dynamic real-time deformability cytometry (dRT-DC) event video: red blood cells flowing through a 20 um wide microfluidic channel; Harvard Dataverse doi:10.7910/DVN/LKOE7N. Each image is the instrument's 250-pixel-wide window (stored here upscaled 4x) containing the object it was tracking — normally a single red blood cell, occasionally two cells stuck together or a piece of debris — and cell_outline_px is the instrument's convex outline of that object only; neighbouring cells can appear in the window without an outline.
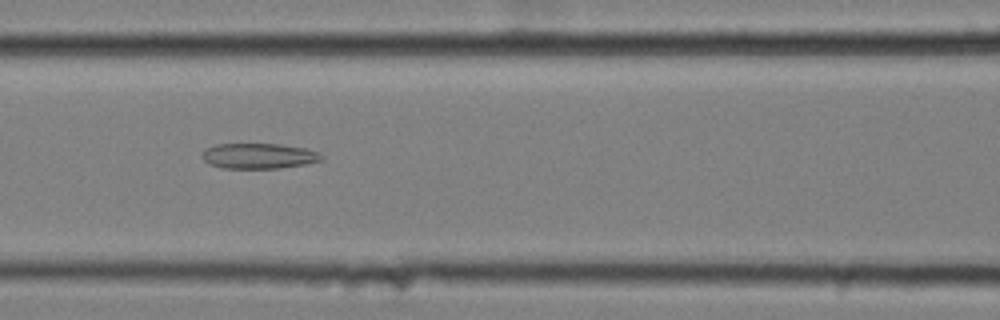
{"species": "common noctule bat (a hibernating species)", "species_latin": "Nyctalus noctula", "temperature_condition": "cold", "stored_images_in_passage": 10, "camera_frame_rate_fps": 3000, "um_per_image_px": 0.085, "animal": {"sex": "female", "body_mass_g": 25.1}, "frame": {"image": 1, "passage_image": 7, "time_ms": 2.0, "image_size_px": [1000, 320], "cell_outline_px": [[324, 156], [320, 160], [304, 164], [276, 168], [220, 168], [208, 164], [200, 156], [204, 148], [216, 144], [276, 144], [308, 148], [320, 152]], "centroid_in_image_um": [21.95, 13.25], "position_along_channel_um": 144.7, "area_um2": 17.8}}